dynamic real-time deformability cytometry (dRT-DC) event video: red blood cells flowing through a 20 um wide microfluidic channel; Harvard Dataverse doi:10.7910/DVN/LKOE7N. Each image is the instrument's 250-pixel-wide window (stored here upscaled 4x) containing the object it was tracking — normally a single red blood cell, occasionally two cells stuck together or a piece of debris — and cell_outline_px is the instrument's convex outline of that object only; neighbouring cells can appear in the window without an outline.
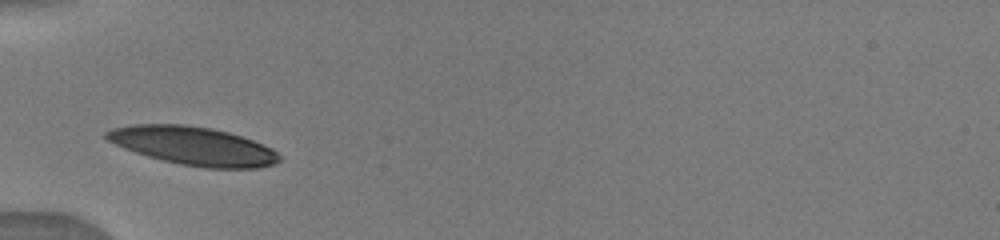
{"species": "human", "species_latin": "Homo sapiens", "temperature_condition": "warm", "stored_images_in_passage": 23, "camera_frame_rate_fps": 3000, "um_per_image_px": 0.085, "donor": {"sex": "male"}, "frame": {"image": 1, "passage_image": 1, "time_ms": 0.0, "image_size_px": [1000, 240], "cell_outline_px": [[280, 160], [276, 164], [256, 168], [204, 168], [180, 164], [148, 156], [124, 148], [108, 140], [104, 136], [104, 132], [112, 128], [132, 124], [184, 124], [212, 128], [228, 132], [252, 140], [272, 148], [280, 156]], "centroid_in_image_um": [16.43, 12.39], "position_along_channel_um": 68.6, "area_um2": 38.55}}
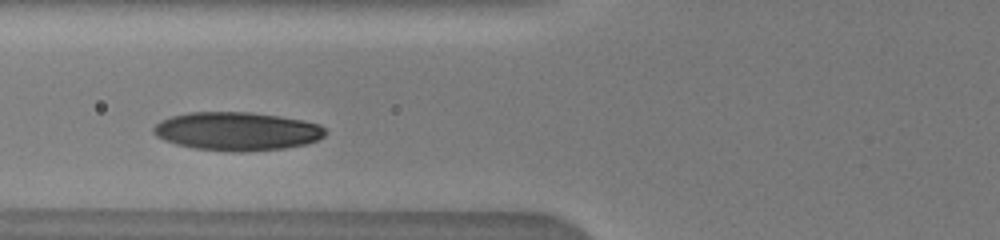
{"frame": {"image": 2, "passage_image": 8, "time_ms": 1.0, "image_size_px": [1000, 240], "cell_outline_px": [[328, 132], [324, 136], [308, 144], [284, 148], [244, 152], [232, 152], [196, 148], [176, 144], [164, 140], [156, 136], [152, 132], [152, 128], [160, 120], [172, 116], [188, 112], [252, 112], [280, 116], [304, 120], [320, 124]], "centroid_in_image_um": [20.16, 11.15], "position_along_channel_um": 105.6, "area_um2": 38.78}}
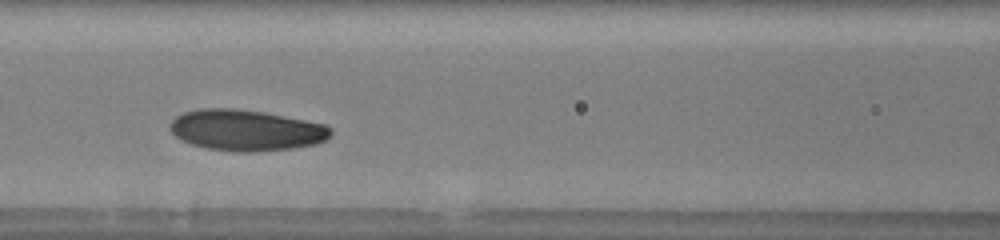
{"frame": {"image": 3, "passage_image": 15, "time_ms": 2.0, "image_size_px": [1000, 240], "cell_outline_px": [[332, 136], [328, 140], [316, 144], [292, 148], [256, 152], [236, 152], [208, 148], [192, 144], [180, 140], [168, 128], [168, 124], [176, 116], [184, 112], [200, 108], [232, 108], [264, 112], [324, 124], [332, 128]], "centroid_in_image_um": [20.92, 11.07], "position_along_channel_um": 145.7, "area_um2": 38.67}}